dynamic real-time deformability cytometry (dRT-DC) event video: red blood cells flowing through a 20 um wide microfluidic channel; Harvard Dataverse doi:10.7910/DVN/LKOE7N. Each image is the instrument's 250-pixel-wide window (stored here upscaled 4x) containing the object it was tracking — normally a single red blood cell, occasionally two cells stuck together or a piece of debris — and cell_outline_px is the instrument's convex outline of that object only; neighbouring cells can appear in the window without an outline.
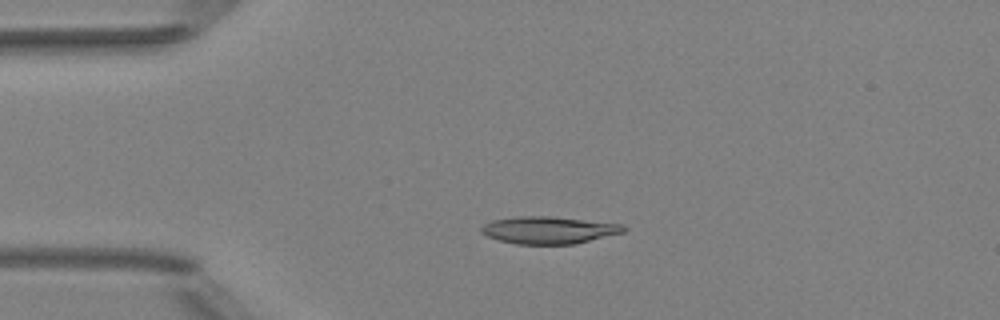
{"species": "Egyptian fruit bat (a non-hibernating species)", "species_latin": "Rousettus aegyptiacus", "temperature_condition": "room temperature", "stored_images_in_passage": 3, "camera_frame_rate_fps": 3000, "um_per_image_px": 0.085, "animal": {"sex": "female"}, "frame": {"image": 1, "passage_image": 2, "time_ms": 0.333, "image_size_px": [1000, 320], "cell_outline_px": [[628, 228], [624, 232], [572, 244], [516, 244], [500, 240], [488, 236], [480, 232], [480, 228], [484, 224], [492, 220], [516, 216], [548, 216], [620, 224]], "centroid_in_image_um": [46.6, 19.55], "position_along_channel_um": 38.4, "area_um2": 22.31}}